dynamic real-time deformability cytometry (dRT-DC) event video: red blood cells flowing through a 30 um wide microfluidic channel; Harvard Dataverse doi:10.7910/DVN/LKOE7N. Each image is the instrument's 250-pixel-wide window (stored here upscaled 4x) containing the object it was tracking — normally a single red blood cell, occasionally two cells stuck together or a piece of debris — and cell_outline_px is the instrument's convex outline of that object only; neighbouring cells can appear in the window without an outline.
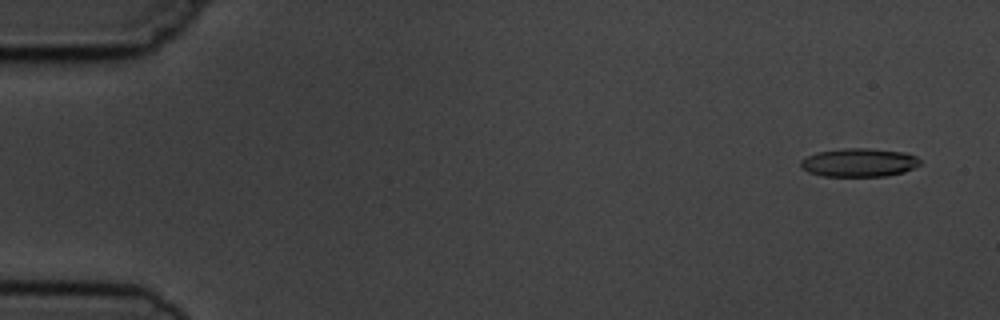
{"species": "common noctule bat (a hibernating species)", "species_latin": "Nyctalus noctula", "temperature_condition": "cold", "stored_images_in_passage": 5, "segment_of_instrument_passage": [1, 2], "camera_frame_rate_fps": 3000, "um_per_image_px": 0.085, "animal": {"sex": "male", "body_mass_g": 19.5, "forearm_length_mm": 54.6}, "frame": {"image": 1, "passage_image": 1, "time_ms": 0.0, "image_size_px": [1000, 320], "cell_outline_px": [[920, 164], [904, 172], [884, 176], [824, 176], [808, 172], [800, 168], [800, 160], [816, 152], [844, 148], [868, 148], [904, 152], [916, 156], [920, 160]], "centroid_in_image_um": [72.99, 13.81], "position_along_channel_um": 12.0, "area_um2": 19.83}}